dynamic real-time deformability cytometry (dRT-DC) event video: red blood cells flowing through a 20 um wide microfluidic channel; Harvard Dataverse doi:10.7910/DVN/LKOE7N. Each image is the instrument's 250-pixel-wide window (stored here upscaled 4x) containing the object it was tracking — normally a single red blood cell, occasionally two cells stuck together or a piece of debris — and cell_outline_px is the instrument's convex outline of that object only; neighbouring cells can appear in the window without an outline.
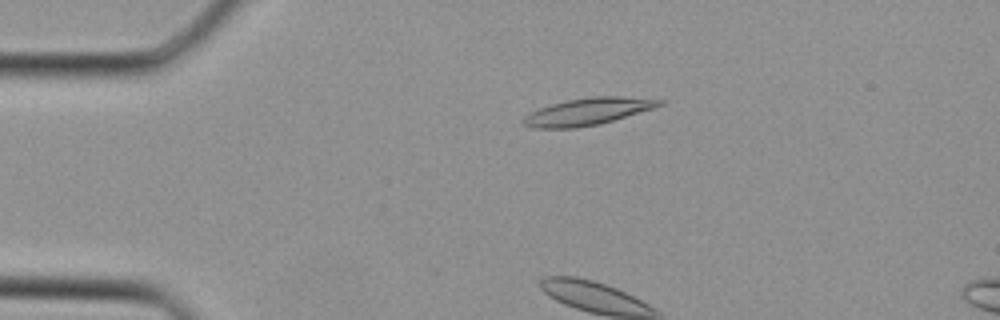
{"species": "Egyptian fruit bat (a non-hibernating species)", "species_latin": "Rousettus aegyptiacus", "temperature_condition": "cold", "stored_images_in_passage": 6, "camera_frame_rate_fps": 3000, "um_per_image_px": 0.085, "animal": {"sex": "female"}, "frame": {"image": 1, "passage_image": 2, "time_ms": 0.333, "image_size_px": [1000, 320], "cell_outline_px": [[664, 104], [656, 108], [600, 124], [576, 128], [532, 128], [524, 124], [524, 116], [540, 108], [552, 104], [568, 100], [592, 96], [620, 96], [664, 100]], "centroid_in_image_um": [50.02, 9.48], "position_along_channel_um": 35.0, "area_um2": 21.39}}